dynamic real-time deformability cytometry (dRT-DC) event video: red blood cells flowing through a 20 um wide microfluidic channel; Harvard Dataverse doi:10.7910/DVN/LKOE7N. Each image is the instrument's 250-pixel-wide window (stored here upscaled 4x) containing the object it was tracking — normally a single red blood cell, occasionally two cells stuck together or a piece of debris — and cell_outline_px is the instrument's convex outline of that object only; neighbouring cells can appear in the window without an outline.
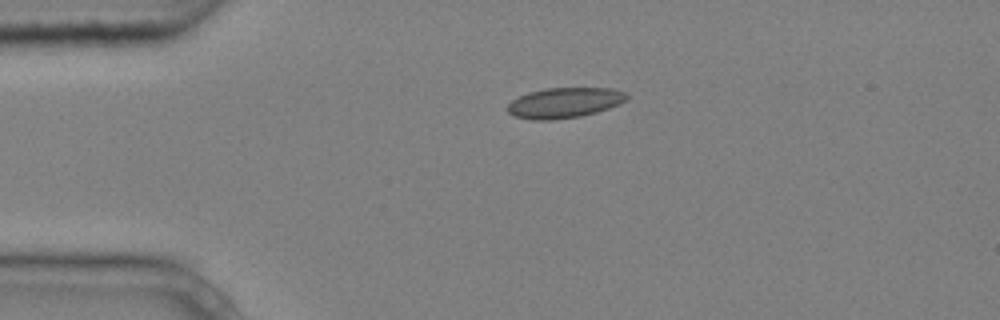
{"species": "common noctule bat (a hibernating species)", "species_latin": "Nyctalus noctula", "temperature_condition": "cold", "stored_images_in_passage": 2, "camera_frame_rate_fps": 3000, "um_per_image_px": 0.085, "animal": {"sex": "male", "body_mass_g": 20.4}, "frame": {"image": 1, "passage_image": 1, "time_ms": 0.0, "image_size_px": [1000, 320], "cell_outline_px": [[628, 100], [620, 104], [596, 112], [580, 116], [552, 120], [532, 120], [516, 116], [508, 112], [508, 104], [512, 100], [528, 92], [548, 88], [612, 88], [628, 92]], "centroid_in_image_um": [48.02, 8.73], "position_along_channel_um": 37.0, "area_um2": 21.1}}
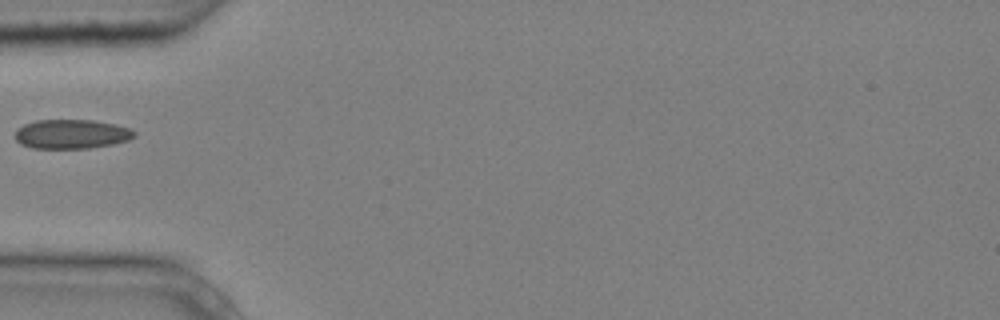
{"frame": {"image": 2, "passage_image": 2, "time_ms": 0.333, "image_size_px": [1000, 320], "cell_outline_px": [[136, 136], [128, 140], [112, 144], [88, 148], [32, 148], [20, 144], [16, 140], [16, 128], [24, 124], [36, 120], [92, 120], [116, 124], [132, 128], [136, 132]], "centroid_in_image_um": [6.09, 11.39], "position_along_channel_um": 78.9, "area_um2": 20.46}}